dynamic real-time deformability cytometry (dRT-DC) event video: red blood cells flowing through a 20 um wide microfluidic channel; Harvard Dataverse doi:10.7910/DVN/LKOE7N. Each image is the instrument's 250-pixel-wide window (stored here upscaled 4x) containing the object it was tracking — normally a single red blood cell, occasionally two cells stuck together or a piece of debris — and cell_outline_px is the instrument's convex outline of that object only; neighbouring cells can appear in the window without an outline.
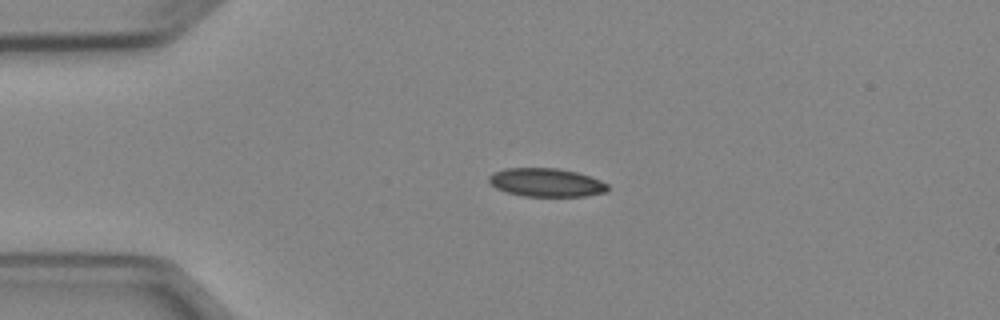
{"species": "Egyptian fruit bat (a non-hibernating species)", "species_latin": "Rousettus aegyptiacus", "temperature_condition": "cold", "stored_images_in_passage": 4, "camera_frame_rate_fps": 3000, "um_per_image_px": 0.085, "animal": {"sex": "female"}, "frame": {"image": 1, "passage_image": 2, "time_ms": 1.0, "image_size_px": [1000, 320], "cell_outline_px": [[608, 192], [588, 196], [524, 196], [508, 192], [496, 188], [488, 180], [488, 176], [492, 172], [504, 168], [560, 168], [576, 172], [600, 180], [608, 184]], "centroid_in_image_um": [46.43, 15.51], "position_along_channel_um": 38.6, "area_um2": 19.77}}
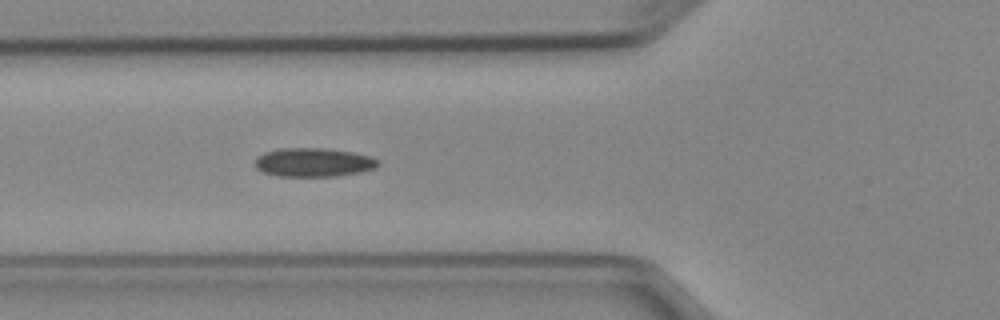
{"frame": {"image": 2, "passage_image": 4, "time_ms": 3.333, "image_size_px": [1000, 320], "cell_outline_px": [[380, 164], [376, 168], [360, 172], [336, 176], [280, 176], [264, 172], [256, 168], [256, 156], [264, 152], [280, 148], [324, 148], [352, 152], [372, 156], [380, 160]], "centroid_in_image_um": [26.69, 13.79], "position_along_channel_um": 99.1, "area_um2": 20.75}}